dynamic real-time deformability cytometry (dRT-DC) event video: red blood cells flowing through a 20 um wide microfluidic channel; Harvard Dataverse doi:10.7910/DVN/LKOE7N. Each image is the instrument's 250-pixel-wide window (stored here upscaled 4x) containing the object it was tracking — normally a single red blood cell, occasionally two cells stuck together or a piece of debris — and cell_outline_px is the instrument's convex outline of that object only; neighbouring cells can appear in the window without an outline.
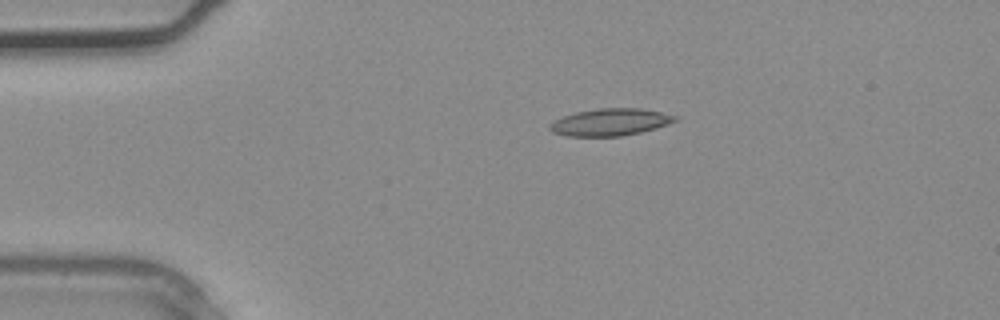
{"species": "common noctule bat (a hibernating species)", "species_latin": "Nyctalus noctula", "temperature_condition": "warm", "stored_images_in_passage": 1, "camera_frame_rate_fps": 3000, "um_per_image_px": 0.085, "animal": {"sex": "male", "body_mass_g": 20.4}, "frame": {"image": 1, "passage_image": 1, "time_ms": 0.0, "image_size_px": [1000, 320], "cell_outline_px": [[676, 120], [668, 124], [656, 128], [640, 132], [620, 136], [568, 136], [552, 132], [548, 128], [548, 124], [564, 116], [576, 112], [596, 108], [640, 108], [660, 112], [676, 116]], "centroid_in_image_um": [51.84, 10.38], "position_along_channel_um": 33.2, "area_um2": 19.65}}